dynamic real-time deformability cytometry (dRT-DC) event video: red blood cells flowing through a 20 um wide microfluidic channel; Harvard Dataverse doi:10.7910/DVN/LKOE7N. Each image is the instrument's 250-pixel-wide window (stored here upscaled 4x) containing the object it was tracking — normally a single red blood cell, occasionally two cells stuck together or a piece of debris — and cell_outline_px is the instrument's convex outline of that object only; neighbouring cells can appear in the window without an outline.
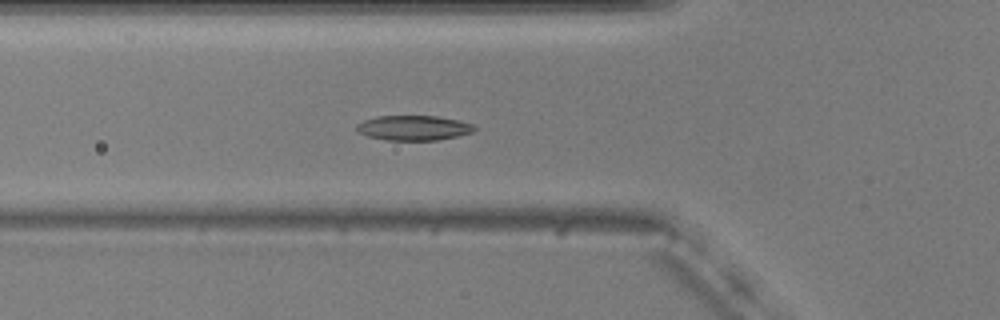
{"species": "common noctule bat (a hibernating species)", "species_latin": "Nyctalus noctula", "temperature_condition": "warm", "stored_images_in_passage": 55, "camera_frame_rate_fps": 3000, "um_per_image_px": 0.085, "animal": {"sex": "male", "body_mass_g": 20.5, "forearm_length_mm": 52.5}, "frame": {"image": 1, "passage_image": 19, "time_ms": 6.0, "image_size_px": [1000, 320], "cell_outline_px": [[476, 128], [472, 132], [456, 136], [436, 140], [384, 140], [368, 136], [360, 132], [356, 128], [356, 124], [364, 120], [376, 116], [436, 116], [460, 120], [472, 124]], "centroid_in_image_um": [35.14, 10.86], "position_along_channel_um": 90.7, "area_um2": 16.99}}
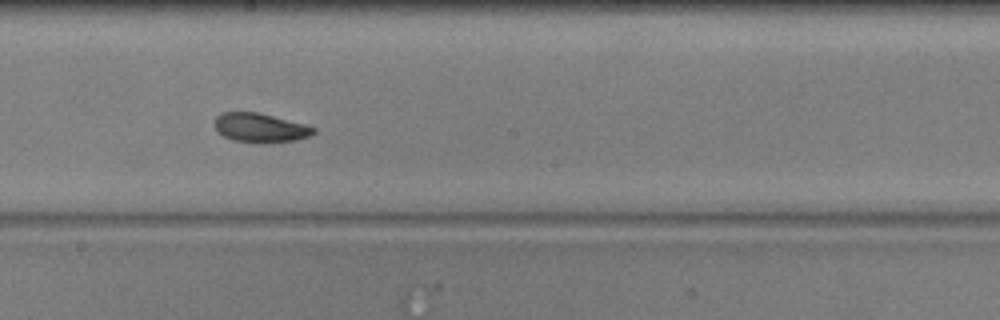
{"frame": {"image": 2, "passage_image": 30, "time_ms": 9.667, "image_size_px": [1000, 320], "cell_outline_px": [[316, 132], [308, 136], [296, 140], [264, 144], [232, 140], [224, 136], [216, 128], [216, 116], [220, 112], [256, 112], [304, 124], [316, 128]], "centroid_in_image_um": [22.13, 10.87], "position_along_channel_um": 226.1, "area_um2": 16.7}}
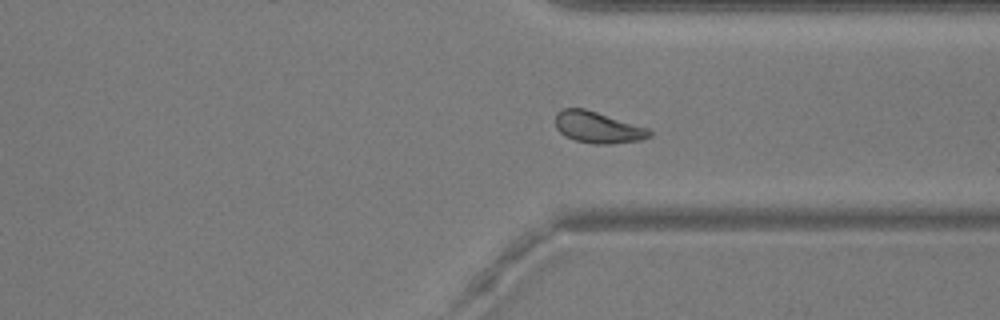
{"frame": {"image": 3, "passage_image": 41, "time_ms": 13.333, "image_size_px": [1000, 320], "cell_outline_px": [[652, 136], [640, 140], [612, 144], [596, 144], [576, 140], [564, 136], [556, 128], [556, 112], [564, 108], [584, 108], [648, 128], [652, 132]], "centroid_in_image_um": [50.81, 10.83], "position_along_channel_um": 360.6, "area_um2": 17.17}, "authors_computed_cell_mechanics": {"area_um2": 17.2822, "velocity_mm_per_s": 3.6709, "shape_relaxation_time_tau1_ms": 3.8659, "shape_relaxation_time_tau2_ms": 3.2169, "deformation_change_tau1": 0.1166, "deformation_change_tau2": 0.1034}}